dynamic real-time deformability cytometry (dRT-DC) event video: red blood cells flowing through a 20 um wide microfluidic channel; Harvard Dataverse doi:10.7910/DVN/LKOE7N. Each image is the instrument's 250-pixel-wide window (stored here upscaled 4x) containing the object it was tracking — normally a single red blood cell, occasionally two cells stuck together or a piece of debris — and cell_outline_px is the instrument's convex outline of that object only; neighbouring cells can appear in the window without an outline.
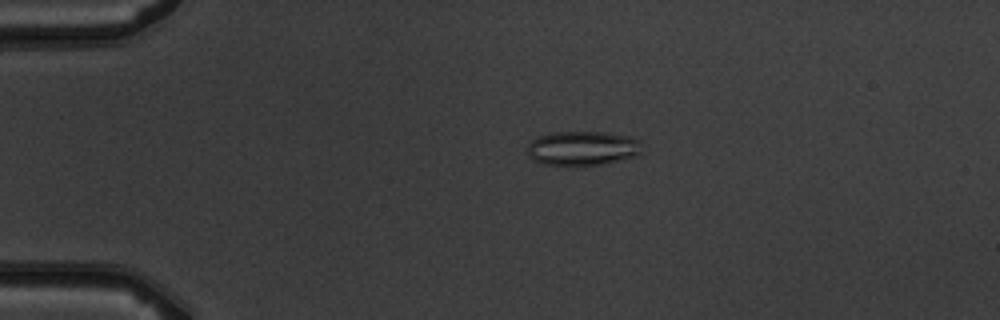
{"species": "common noctule bat (a hibernating species)", "species_latin": "Nyctalus noctula", "temperature_condition": "warm", "stored_images_in_passage": 5, "camera_frame_rate_fps": 3000, "um_per_image_px": 0.085, "animal": {"sex": "male", "body_mass_g": 19.5, "forearm_length_mm": 54.6}, "frame": {"image": 1, "passage_image": 4, "time_ms": 3.333, "image_size_px": [1000, 320], "cell_outline_px": [[640, 156], [604, 164], [572, 168], [544, 164], [532, 160], [528, 156], [528, 144], [536, 136], [556, 132], [604, 132], [632, 136], [640, 140]], "centroid_in_image_um": [49.52, 12.64], "position_along_channel_um": 35.5, "area_um2": 23.87}}